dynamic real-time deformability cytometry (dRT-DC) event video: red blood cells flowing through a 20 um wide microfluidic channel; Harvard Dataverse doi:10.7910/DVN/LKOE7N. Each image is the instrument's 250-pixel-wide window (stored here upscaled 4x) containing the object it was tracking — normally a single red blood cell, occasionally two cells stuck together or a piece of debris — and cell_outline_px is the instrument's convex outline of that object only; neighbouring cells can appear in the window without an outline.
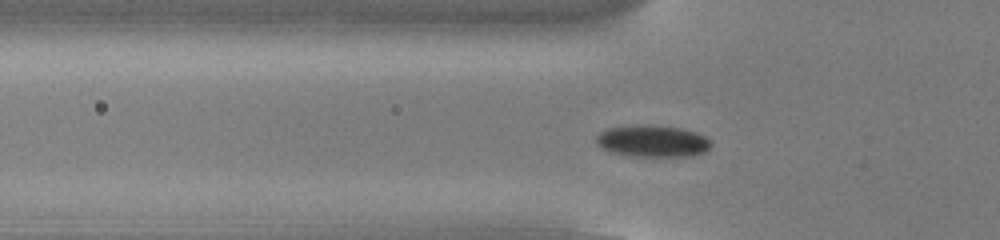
{"species": "common noctule bat (a hibernating species)", "species_latin": "Nyctalus noctula", "temperature_condition": "cold", "stored_images_in_passage": 52, "camera_frame_rate_fps": 3000, "um_per_image_px": 0.085, "animal": {"sex": "male", "body_mass_g": 13.0, "forearm_length_mm": 53.1}, "frame": {"image": 1, "passage_image": 16, "time_ms": 5.0, "image_size_px": [1000, 240], "cell_outline_px": [[712, 144], [704, 152], [692, 156], [636, 156], [608, 152], [600, 148], [596, 144], [596, 136], [600, 132], [608, 128], [636, 124], [652, 124], [680, 128], [696, 132], [704, 136]], "centroid_in_image_um": [55.42, 11.98], "position_along_channel_um": 70.4, "area_um2": 21.5}}
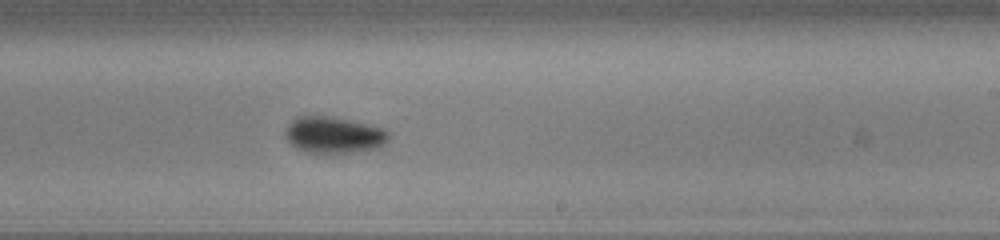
{"frame": {"image": 2, "passage_image": 31, "time_ms": 10.0, "image_size_px": [1000, 240], "cell_outline_px": [[388, 140], [380, 148], [364, 152], [328, 156], [304, 152], [296, 148], [284, 136], [284, 132], [288, 124], [296, 116], [328, 116], [384, 128], [388, 132]], "centroid_in_image_um": [28.36, 11.54], "position_along_channel_um": 260.6, "area_um2": 22.83}}
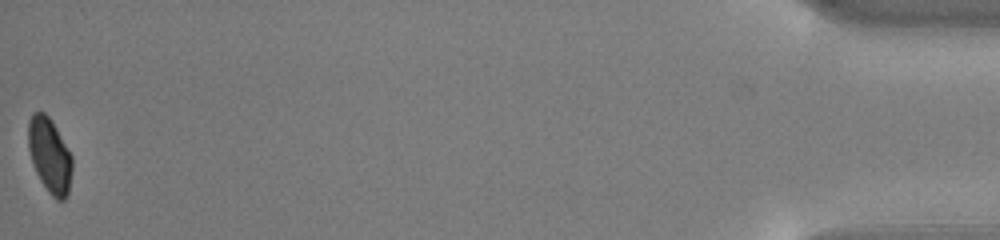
{"frame": {"image": 3, "passage_image": 52, "time_ms": 17.0, "image_size_px": [1000, 240], "cell_outline_px": [[72, 168], [68, 196], [64, 200], [56, 200], [48, 192], [40, 180], [32, 164], [28, 148], [28, 120], [32, 112], [44, 112], [52, 120], [72, 156]], "centroid_in_image_um": [4.21, 13.21], "position_along_channel_um": 431.0, "area_um2": 19.36}, "authors_computed_cell_mechanics": {"area_um2": 20.4901, "velocity_mm_per_s": 3.82, "shape_relaxation_time_tau1_ms": 7.6879, "shape_relaxation_time_tau2_ms": null, "deformation_change_tau1": 0.1272, "deformation_change_tau2": null}}